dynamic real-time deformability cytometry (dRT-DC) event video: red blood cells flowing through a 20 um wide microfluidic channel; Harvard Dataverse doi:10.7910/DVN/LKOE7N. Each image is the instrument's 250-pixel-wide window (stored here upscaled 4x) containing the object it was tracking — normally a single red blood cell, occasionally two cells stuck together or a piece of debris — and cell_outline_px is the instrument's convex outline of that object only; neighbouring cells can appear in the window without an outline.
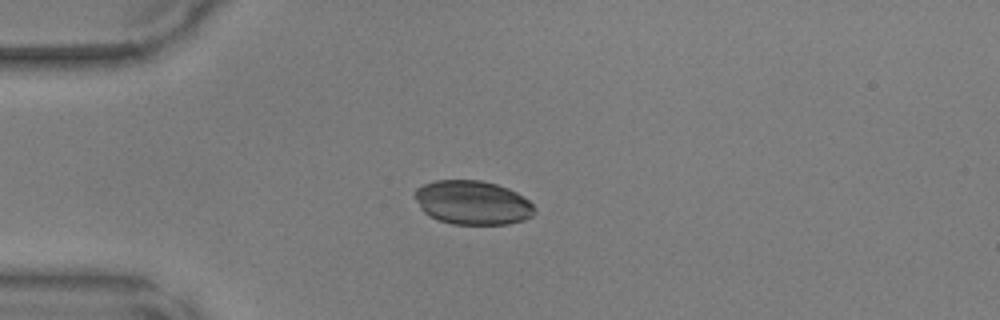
{"species": "common noctule bat (a hibernating species)", "species_latin": "Nyctalus noctula", "temperature_condition": "warm", "stored_images_in_passage": 5, "camera_frame_rate_fps": 3000, "um_per_image_px": 0.085, "animal": {"sex": "male", "body_mass_g": 17.9, "forearm_length_mm": 54.2}, "frame": {"image": 1, "passage_image": 1, "time_ms": 0.0, "image_size_px": [1000, 320], "cell_outline_px": [[536, 212], [532, 216], [524, 220], [508, 224], [452, 224], [428, 216], [420, 208], [412, 196], [412, 192], [416, 188], [424, 184], [436, 180], [480, 180], [496, 184], [508, 188], [524, 196], [536, 208]], "centroid_in_image_um": [40.15, 17.22], "position_along_channel_um": 44.9, "area_um2": 31.04}}